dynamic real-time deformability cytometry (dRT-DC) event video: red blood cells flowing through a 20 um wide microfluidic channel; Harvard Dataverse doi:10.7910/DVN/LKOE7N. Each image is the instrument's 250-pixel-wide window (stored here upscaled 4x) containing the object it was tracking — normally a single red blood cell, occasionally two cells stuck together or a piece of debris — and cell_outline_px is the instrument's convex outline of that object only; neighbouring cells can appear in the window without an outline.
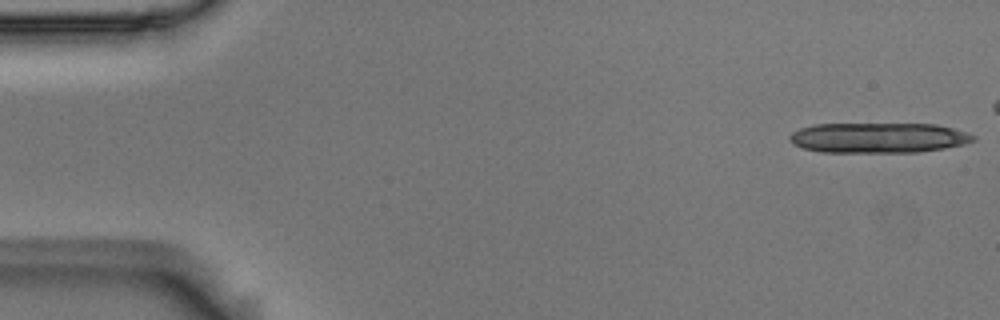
{"species": "Egyptian fruit bat (a non-hibernating species)", "species_latin": "Rousettus aegyptiacus", "temperature_condition": "room temperature", "stored_images_in_passage": 13, "camera_frame_rate_fps": 3000, "um_per_image_px": 0.085, "animal": {"sex": "male"}, "frame": {"image": 1, "passage_image": 1, "time_ms": 0.0, "image_size_px": [1000, 320], "cell_outline_px": [[976, 140], [964, 144], [944, 148], [916, 152], [820, 152], [804, 148], [788, 140], [788, 136], [792, 132], [800, 128], [812, 124], [936, 124], [952, 128], [976, 136]], "centroid_in_image_um": [74.64, 11.71], "position_along_channel_um": 10.4, "area_um2": 32.31}}